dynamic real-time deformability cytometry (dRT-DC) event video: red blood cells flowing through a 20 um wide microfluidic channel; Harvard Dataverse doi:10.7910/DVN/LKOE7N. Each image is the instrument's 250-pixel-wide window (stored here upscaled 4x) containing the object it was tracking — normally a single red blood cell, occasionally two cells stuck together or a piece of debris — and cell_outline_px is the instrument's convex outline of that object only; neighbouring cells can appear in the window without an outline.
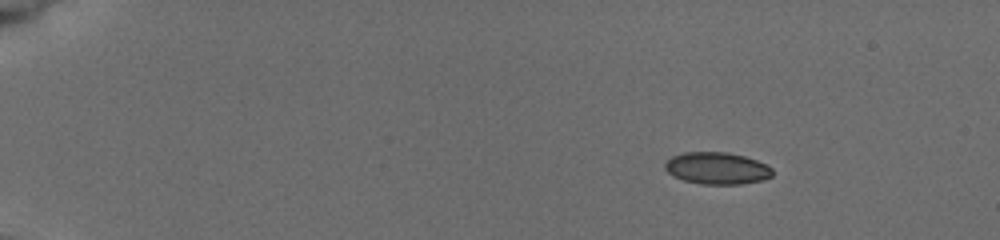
{"species": "common noctule bat (a hibernating species)", "species_latin": "Nyctalus noctula", "temperature_condition": "cold", "stored_images_in_passage": 8, "camera_frame_rate_fps": 3000, "um_per_image_px": 0.085, "animal": {"sex": "female", "body_mass_g": 19.5, "forearm_length_mm": 54.1}, "frame": {"image": 1, "passage_image": 3, "time_ms": 1.667, "image_size_px": [1000, 240], "cell_outline_px": [[772, 176], [764, 180], [740, 184], [704, 184], [684, 180], [668, 172], [664, 168], [664, 164], [672, 156], [684, 152], [728, 152], [744, 156], [756, 160], [772, 168]], "centroid_in_image_um": [60.95, 14.29], "position_along_channel_um": 24.0, "area_um2": 19.88}}
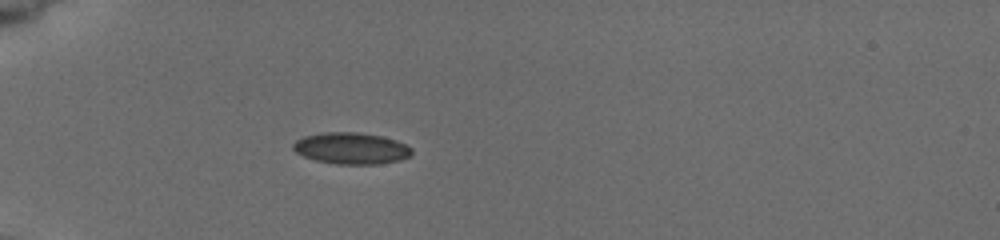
{"frame": {"image": 2, "passage_image": 7, "time_ms": 5.0, "image_size_px": [1000, 240], "cell_outline_px": [[412, 152], [408, 156], [400, 160], [376, 164], [336, 164], [316, 160], [304, 156], [296, 152], [292, 148], [292, 144], [296, 140], [304, 136], [328, 132], [356, 132], [380, 136], [396, 140], [412, 148]], "centroid_in_image_um": [29.84, 12.61], "position_along_channel_um": 55.2, "area_um2": 21.56}}